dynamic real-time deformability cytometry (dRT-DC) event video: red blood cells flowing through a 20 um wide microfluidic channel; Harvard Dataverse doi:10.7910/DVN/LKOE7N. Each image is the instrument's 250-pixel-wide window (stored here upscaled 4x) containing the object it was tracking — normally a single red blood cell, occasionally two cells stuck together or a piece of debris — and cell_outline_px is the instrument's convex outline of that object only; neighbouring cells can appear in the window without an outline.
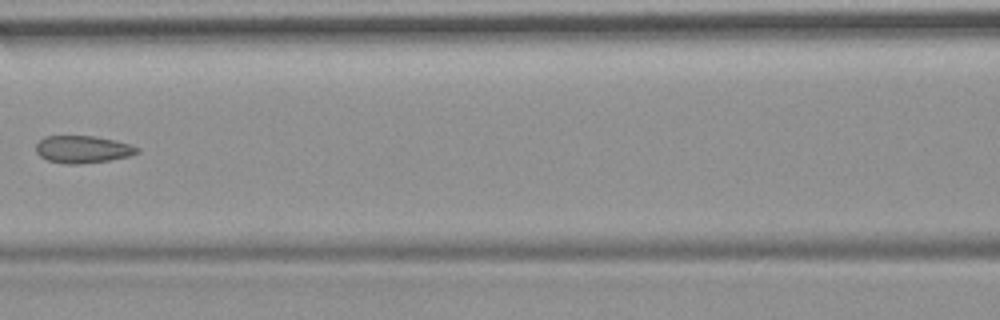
{"species": "common noctule bat (a hibernating species)", "species_latin": "Nyctalus noctula", "temperature_condition": "room temperature", "stored_images_in_passage": 10, "camera_frame_rate_fps": 3000, "um_per_image_px": 0.085, "animal": {"sex": "female", "body_mass_g": 19.9}, "frame": {"image": 1, "passage_image": 7, "time_ms": 8.0, "image_size_px": [1000, 320], "cell_outline_px": [[140, 152], [128, 156], [108, 160], [76, 164], [64, 164], [48, 160], [40, 156], [36, 152], [36, 144], [44, 136], [96, 136], [116, 140], [132, 144], [140, 148]], "centroid_in_image_um": [7.05, 12.68], "position_along_channel_um": 159.5, "area_um2": 16.18}}